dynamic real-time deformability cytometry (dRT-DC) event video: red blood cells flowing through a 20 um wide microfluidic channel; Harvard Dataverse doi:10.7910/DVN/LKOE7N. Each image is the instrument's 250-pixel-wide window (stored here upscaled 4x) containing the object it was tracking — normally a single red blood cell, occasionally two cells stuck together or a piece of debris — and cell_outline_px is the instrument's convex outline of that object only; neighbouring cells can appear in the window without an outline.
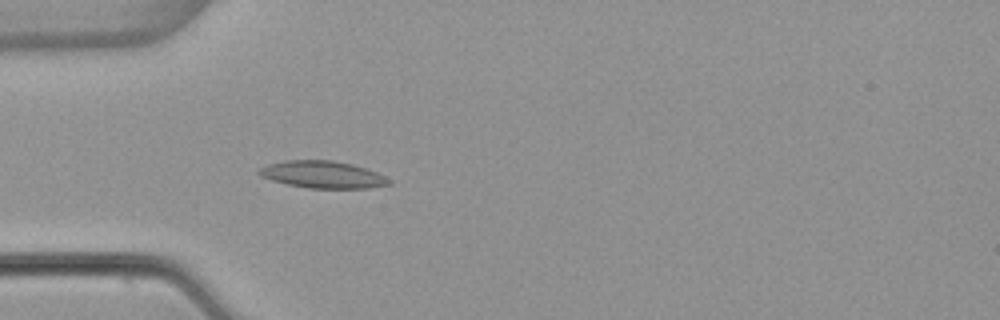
{"species": "common noctule bat (a hibernating species)", "species_latin": "Nyctalus noctula", "temperature_condition": "warm", "stored_images_in_passage": 18, "camera_frame_rate_fps": 3000, "um_per_image_px": 0.085, "animal": {"sex": "female", "body_mass_g": 22.7, "forearm_length_mm": 54.2}, "frame": {"image": 1, "passage_image": 5, "time_ms": 1.333, "image_size_px": [1000, 320], "cell_outline_px": [[392, 184], [368, 188], [308, 188], [288, 184], [272, 180], [260, 176], [256, 172], [260, 168], [268, 164], [284, 160], [332, 160], [352, 164], [376, 172], [392, 180]], "centroid_in_image_um": [27.42, 14.84], "position_along_channel_um": 57.6, "area_um2": 20.52}}
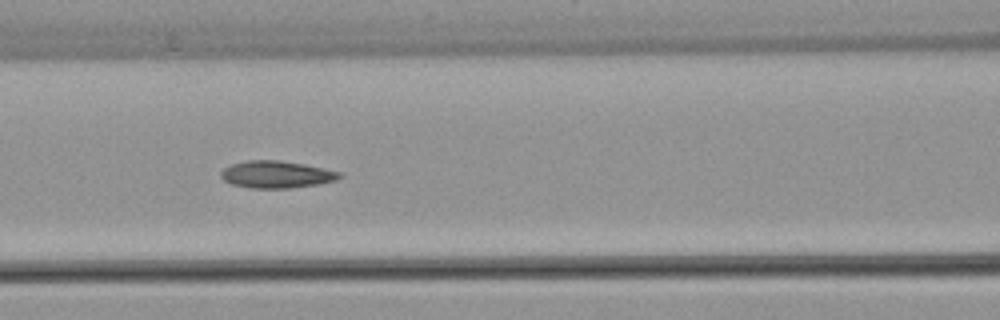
{"frame": {"image": 2, "passage_image": 12, "time_ms": 3.667, "image_size_px": [1000, 320], "cell_outline_px": [[344, 176], [336, 180], [316, 184], [292, 188], [252, 188], [232, 184], [224, 180], [220, 176], [220, 172], [224, 168], [232, 164], [248, 160], [280, 160], [304, 164], [324, 168], [340, 172]], "centroid_in_image_um": [23.5, 14.82], "position_along_channel_um": 143.1, "area_um2": 18.73}}
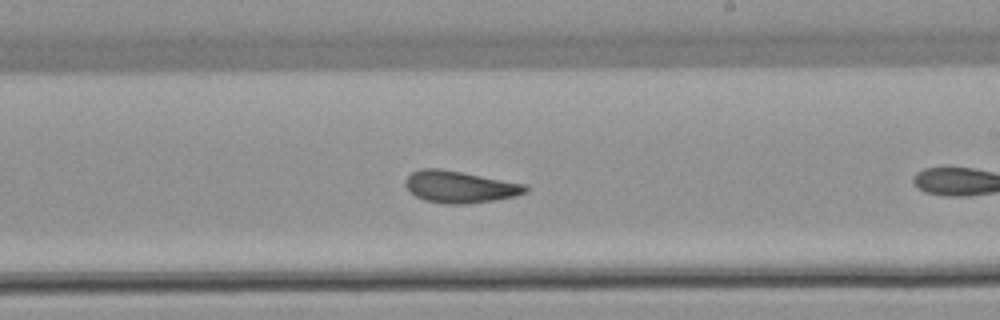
{"frame": {"image": 3, "passage_image": 17, "time_ms": 5.333, "image_size_px": [1000, 320], "cell_outline_px": [[528, 192], [516, 196], [496, 200], [464, 204], [448, 204], [424, 200], [408, 192], [404, 184], [404, 180], [412, 172], [420, 168], [440, 168], [528, 184]], "centroid_in_image_um": [39.09, 15.88], "position_along_channel_um": 249.9, "area_um2": 22.66}}